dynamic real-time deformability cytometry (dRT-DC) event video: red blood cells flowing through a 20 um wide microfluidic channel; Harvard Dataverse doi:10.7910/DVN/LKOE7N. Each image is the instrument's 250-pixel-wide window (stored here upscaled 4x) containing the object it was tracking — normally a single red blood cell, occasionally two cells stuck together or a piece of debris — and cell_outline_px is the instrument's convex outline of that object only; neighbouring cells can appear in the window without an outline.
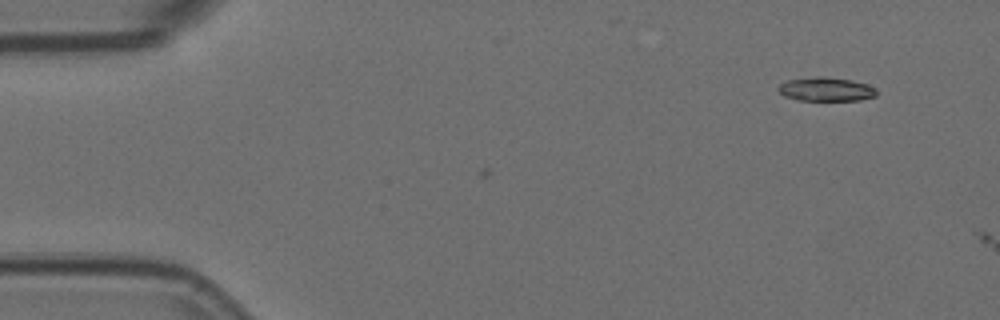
{"species": "Egyptian fruit bat (a non-hibernating species)", "species_latin": "Rousettus aegyptiacus", "temperature_condition": "room temperature", "stored_images_in_passage": 2, "camera_frame_rate_fps": 3000, "um_per_image_px": 0.085, "animal": {"sex": "female"}, "frame": {"image": 1, "passage_image": 1, "time_ms": 0.0, "image_size_px": [1000, 320], "cell_outline_px": [[876, 96], [860, 100], [800, 100], [784, 96], [776, 88], [780, 84], [788, 80], [816, 76], [824, 76], [848, 80], [864, 84], [872, 88], [876, 92]], "centroid_in_image_um": [70.14, 7.59], "position_along_channel_um": 14.9, "area_um2": 13.35}}